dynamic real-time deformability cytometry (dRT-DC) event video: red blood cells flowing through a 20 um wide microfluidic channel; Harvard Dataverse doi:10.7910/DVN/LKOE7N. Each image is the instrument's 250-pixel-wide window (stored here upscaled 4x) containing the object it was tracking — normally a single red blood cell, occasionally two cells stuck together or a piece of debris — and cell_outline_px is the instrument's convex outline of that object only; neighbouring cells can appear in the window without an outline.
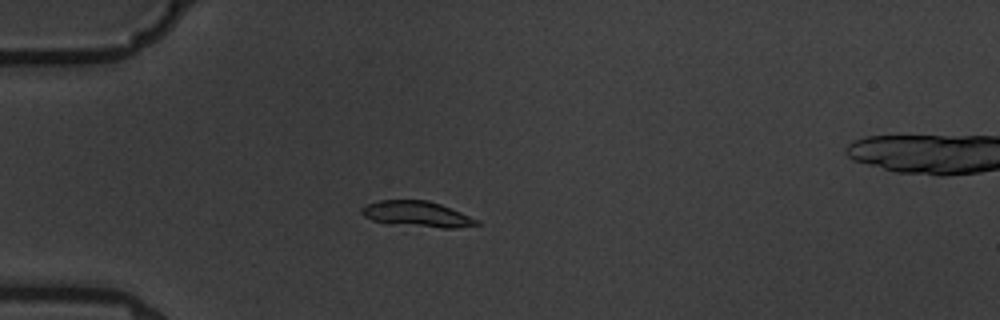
{"species": "common noctule bat (a hibernating species)", "species_latin": "Nyctalus noctula", "temperature_condition": "warm", "stored_images_in_passage": 11, "camera_frame_rate_fps": 3000, "um_per_image_px": 0.085, "animal": {"sex": "male", "body_mass_g": 19.5, "forearm_length_mm": 54.6}, "frame": {"image": 1, "passage_image": 4, "time_ms": 4.333, "image_size_px": [1000, 320], "cell_outline_px": [[484, 224], [456, 228], [440, 228], [384, 224], [372, 220], [364, 216], [360, 212], [360, 208], [364, 204], [380, 200], [428, 200], [440, 204], [480, 220]], "centroid_in_image_um": [35.43, 18.21], "position_along_channel_um": 49.6, "area_um2": 17.69}}
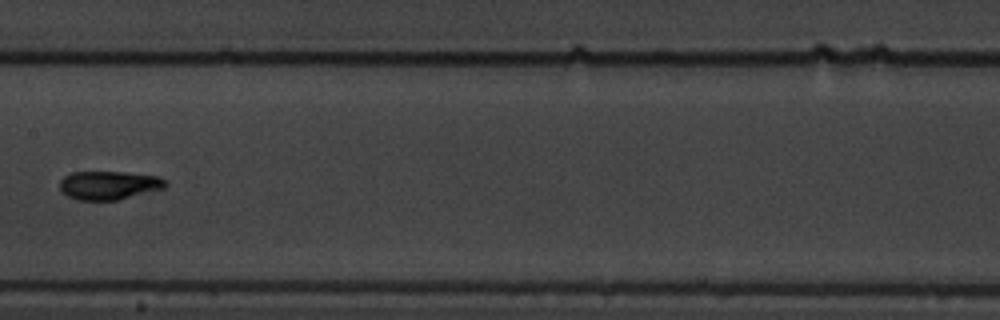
{"frame": {"image": 2, "passage_image": 8, "time_ms": 9.0, "image_size_px": [1000, 320], "cell_outline_px": [[168, 184], [164, 188], [116, 200], [76, 200], [60, 192], [60, 180], [64, 176], [72, 172], [124, 172], [156, 176], [164, 180]], "centroid_in_image_um": [9.2, 15.75], "position_along_channel_um": 198.2, "area_um2": 17.51}}
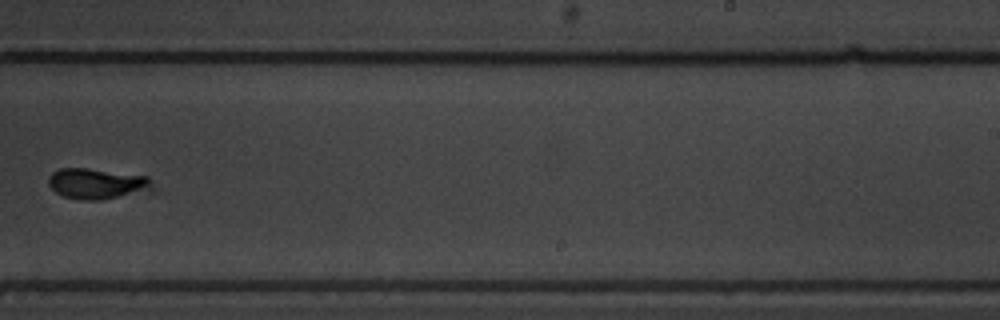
{"frame": {"image": 3, "passage_image": 10, "time_ms": 11.333, "image_size_px": [1000, 320], "cell_outline_px": [[152, 192], [104, 200], [80, 200], [64, 196], [56, 192], [48, 184], [48, 176], [52, 172], [60, 168], [88, 168], [148, 176], [152, 180]], "centroid_in_image_um": [8.3, 15.63], "position_along_channel_um": 280.7, "area_um2": 19.07}}